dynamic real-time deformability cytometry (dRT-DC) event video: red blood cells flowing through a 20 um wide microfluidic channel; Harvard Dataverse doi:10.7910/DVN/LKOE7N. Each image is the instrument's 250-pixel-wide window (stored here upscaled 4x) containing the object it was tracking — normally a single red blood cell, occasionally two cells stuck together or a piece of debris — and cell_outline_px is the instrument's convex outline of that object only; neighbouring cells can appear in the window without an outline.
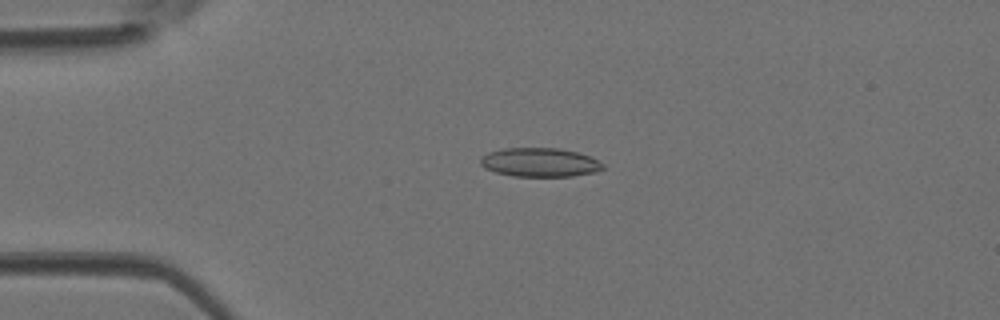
{"species": "Egyptian fruit bat (a non-hibernating species)", "species_latin": "Rousettus aegyptiacus", "temperature_condition": "room temperature", "stored_images_in_passage": 35, "camera_frame_rate_fps": 3000, "um_per_image_px": 0.085, "animal": {"sex": "female"}, "frame": {"image": 1, "passage_image": 1, "time_ms": 0.0, "image_size_px": [1000, 320], "cell_outline_px": [[604, 168], [596, 172], [572, 176], [512, 176], [496, 172], [484, 168], [480, 164], [480, 156], [488, 152], [504, 148], [560, 148], [576, 152], [588, 156], [604, 164]], "centroid_in_image_um": [45.85, 13.8], "position_along_channel_um": 39.2, "area_um2": 20.63}}
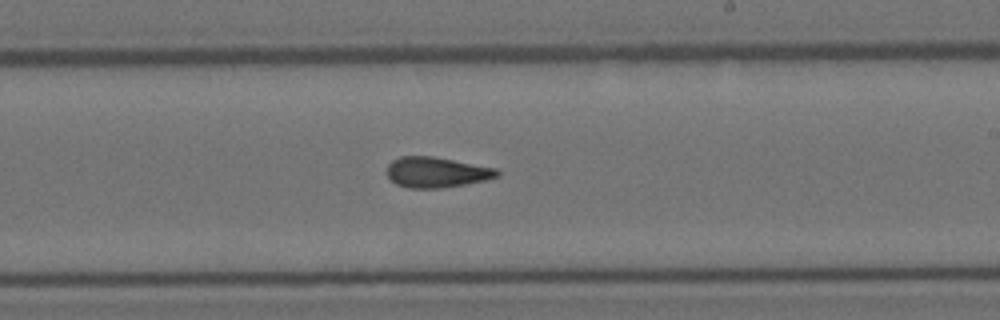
{"frame": {"image": 2, "passage_image": 17, "time_ms": 5.333, "image_size_px": [1000, 320], "cell_outline_px": [[500, 176], [484, 180], [464, 184], [440, 188], [408, 188], [396, 184], [384, 172], [388, 164], [392, 160], [400, 156], [432, 156], [496, 168], [500, 172]], "centroid_in_image_um": [37.06, 14.64], "position_along_channel_um": 251.9, "area_um2": 19.59}}
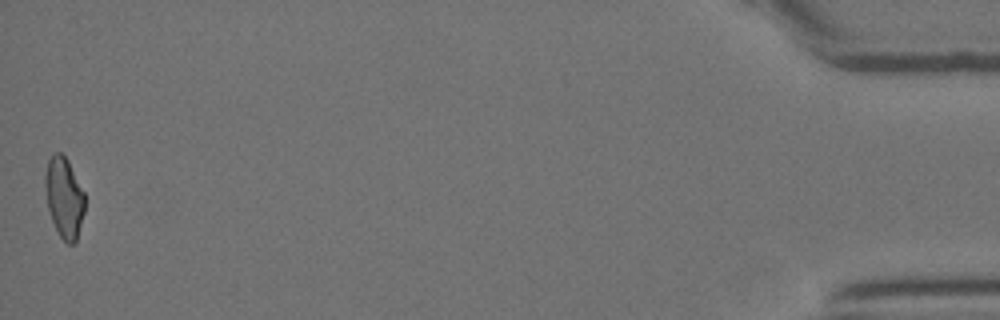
{"frame": {"image": 3, "passage_image": 35, "time_ms": 11.333, "image_size_px": [1000, 320], "cell_outline_px": [[84, 212], [76, 240], [72, 244], [68, 244], [60, 236], [52, 220], [48, 208], [44, 184], [44, 176], [48, 160], [52, 152], [60, 152], [68, 160], [84, 192]], "centroid_in_image_um": [5.44, 16.74], "position_along_channel_um": 429.8, "area_um2": 18.5}}